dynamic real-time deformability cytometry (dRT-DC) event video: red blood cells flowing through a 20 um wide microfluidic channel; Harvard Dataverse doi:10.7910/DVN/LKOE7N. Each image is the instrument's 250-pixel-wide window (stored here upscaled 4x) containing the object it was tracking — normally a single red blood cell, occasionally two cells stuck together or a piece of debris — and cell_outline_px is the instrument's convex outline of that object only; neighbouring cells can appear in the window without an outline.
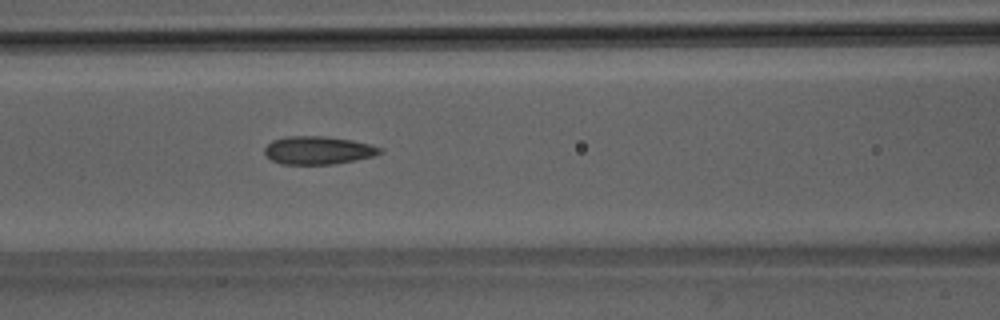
{"species": "Egyptian fruit bat (a non-hibernating species)", "species_latin": "Rousettus aegyptiacus", "temperature_condition": "room temperature", "stored_images_in_passage": 44, "camera_frame_rate_fps": 3000, "um_per_image_px": 0.085, "animal": {"sex": "male"}, "frame": {"image": 1, "passage_image": 15, "time_ms": 4.667, "image_size_px": [1000, 320], "cell_outline_px": [[384, 152], [372, 156], [356, 160], [332, 164], [280, 164], [272, 160], [264, 152], [264, 148], [272, 140], [284, 136], [324, 136], [352, 140], [384, 148]], "centroid_in_image_um": [27.04, 12.77], "position_along_channel_um": 139.6, "area_um2": 18.9}}
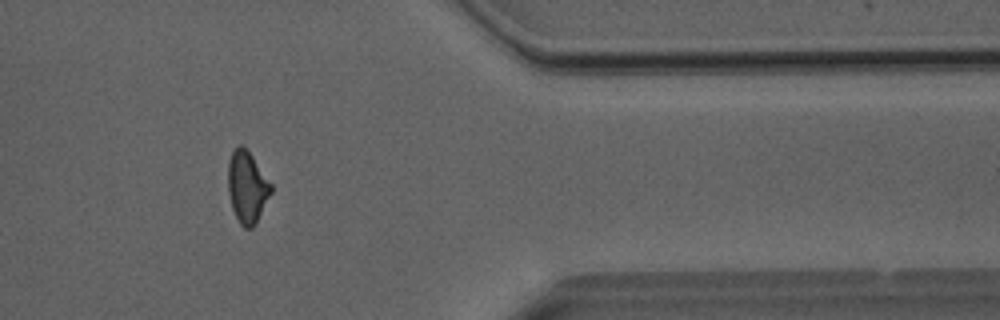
{"frame": {"image": 2, "passage_image": 35, "time_ms": 11.333, "image_size_px": [1000, 320], "cell_outline_px": [[272, 192], [256, 224], [252, 228], [244, 228], [240, 224], [232, 208], [228, 192], [228, 160], [232, 152], [240, 144], [252, 156], [272, 184]], "centroid_in_image_um": [21.01, 15.93], "position_along_channel_um": 390.4, "area_um2": 17.92}}
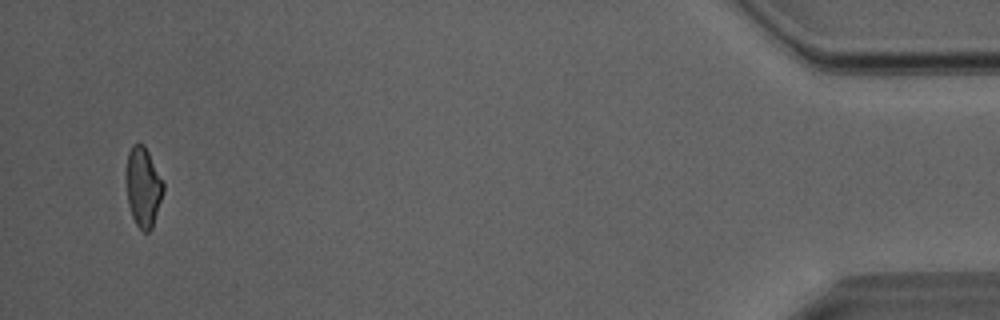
{"frame": {"image": 3, "passage_image": 42, "time_ms": 13.667, "image_size_px": [1000, 320], "cell_outline_px": [[164, 192], [152, 228], [148, 232], [144, 232], [136, 224], [132, 216], [128, 204], [124, 176], [128, 152], [132, 144], [144, 144], [164, 180]], "centroid_in_image_um": [12.16, 15.86], "position_along_channel_um": 423.0, "area_um2": 17.74}, "authors_computed_cell_mechanics": {"area_um2": 18.3515, "velocity_mm_per_s": 4.0648, "shape_relaxation_time_tau1_ms": 11.0947, "shape_relaxation_time_tau2_ms": 1.6117, "deformation_change_tau1": 0.2385, "deformation_change_tau2": 0.0829}}